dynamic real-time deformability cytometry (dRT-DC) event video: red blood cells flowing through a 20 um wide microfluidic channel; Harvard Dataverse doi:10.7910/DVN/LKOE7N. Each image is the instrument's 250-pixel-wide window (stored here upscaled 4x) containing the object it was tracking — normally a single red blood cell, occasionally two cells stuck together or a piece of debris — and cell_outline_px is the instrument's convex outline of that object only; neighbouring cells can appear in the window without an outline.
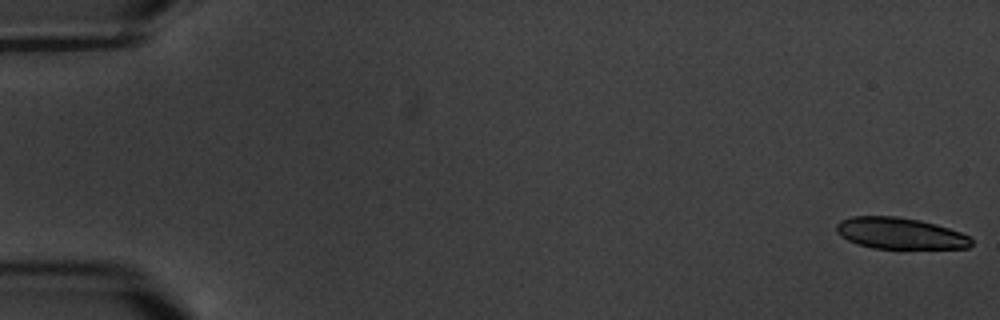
{"species": "common noctule bat (a hibernating species)", "species_latin": "Nyctalus noctula", "temperature_condition": "warm", "stored_images_in_passage": 9, "segment_of_instrument_passage": [1, 2], "camera_frame_rate_fps": 3000, "um_per_image_px": 0.085, "animal": {"sex": "male", "body_mass_g": 20.1, "forearm_length_mm": 53.5}, "frame": {"image": 1, "passage_image": 1, "time_ms": 0.0, "image_size_px": [1000, 320], "cell_outline_px": [[972, 244], [968, 248], [872, 248], [856, 244], [840, 236], [836, 232], [836, 224], [840, 220], [852, 216], [896, 216], [920, 220], [936, 224], [960, 232], [968, 236], [972, 240]], "centroid_in_image_um": [76.46, 19.83], "position_along_channel_um": 8.5, "area_um2": 24.68}}